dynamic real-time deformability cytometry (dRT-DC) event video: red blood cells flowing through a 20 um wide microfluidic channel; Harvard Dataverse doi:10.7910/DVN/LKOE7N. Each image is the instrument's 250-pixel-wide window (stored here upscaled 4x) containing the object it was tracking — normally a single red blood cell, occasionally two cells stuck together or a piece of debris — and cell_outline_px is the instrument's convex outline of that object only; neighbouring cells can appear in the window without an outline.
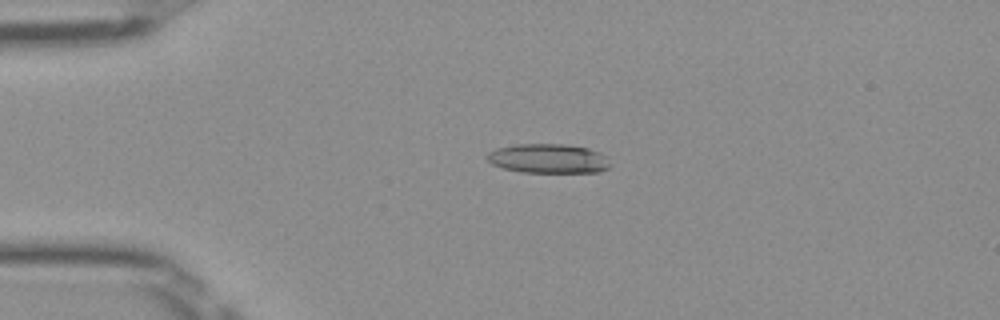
{"species": "Egyptian fruit bat (a non-hibernating species)", "species_latin": "Rousettus aegyptiacus", "temperature_condition": "room temperature", "stored_images_in_passage": 40, "camera_frame_rate_fps": 3000, "um_per_image_px": 0.085, "frame": {"image": 1, "passage_image": 1, "time_ms": 0.0, "image_size_px": [1000, 320], "cell_outline_px": [[612, 164], [608, 168], [600, 172], [524, 172], [504, 168], [492, 164], [488, 160], [488, 152], [496, 148], [516, 144], [568, 144], [588, 148], [600, 152]], "centroid_in_image_um": [46.64, 13.47], "position_along_channel_um": 38.4, "area_um2": 21.04}}
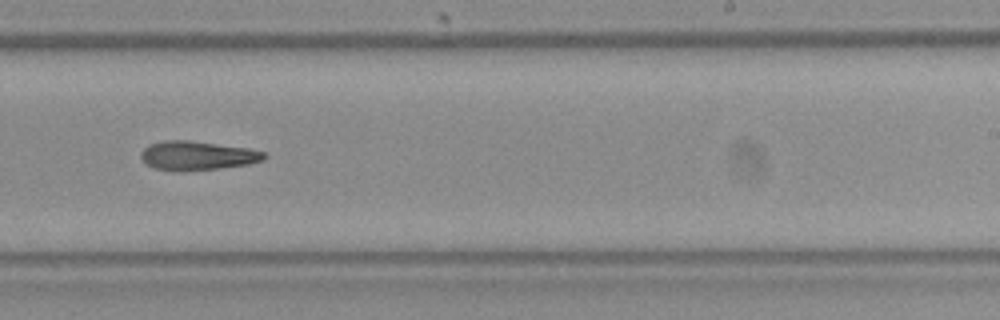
{"frame": {"image": 2, "passage_image": 21, "time_ms": 6.667, "image_size_px": [1000, 320], "cell_outline_px": [[268, 156], [264, 160], [248, 164], [220, 168], [184, 172], [176, 172], [152, 168], [140, 156], [140, 152], [148, 144], [164, 140], [188, 140], [248, 148], [264, 152]], "centroid_in_image_um": [16.75, 13.24], "position_along_channel_um": 272.3, "area_um2": 21.1}}
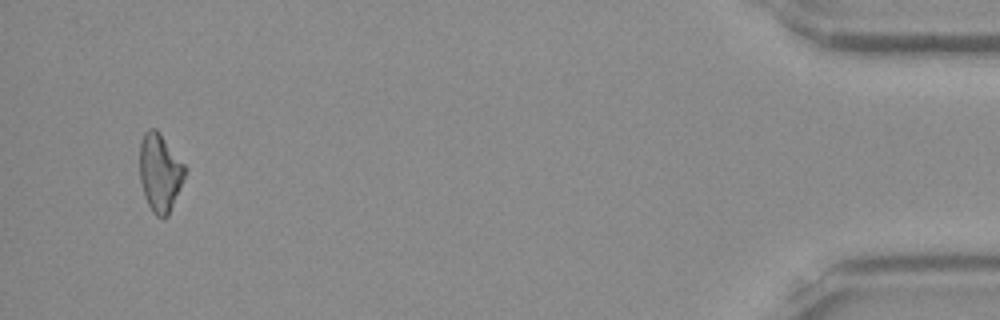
{"frame": {"image": 3, "passage_image": 38, "time_ms": 12.333, "image_size_px": [1000, 320], "cell_outline_px": [[184, 176], [180, 188], [168, 216], [164, 220], [156, 216], [152, 212], [144, 196], [140, 180], [140, 140], [144, 132], [148, 128], [156, 128], [160, 132], [184, 164]], "centroid_in_image_um": [13.57, 14.67], "position_along_channel_um": 421.6, "area_um2": 20.58}}